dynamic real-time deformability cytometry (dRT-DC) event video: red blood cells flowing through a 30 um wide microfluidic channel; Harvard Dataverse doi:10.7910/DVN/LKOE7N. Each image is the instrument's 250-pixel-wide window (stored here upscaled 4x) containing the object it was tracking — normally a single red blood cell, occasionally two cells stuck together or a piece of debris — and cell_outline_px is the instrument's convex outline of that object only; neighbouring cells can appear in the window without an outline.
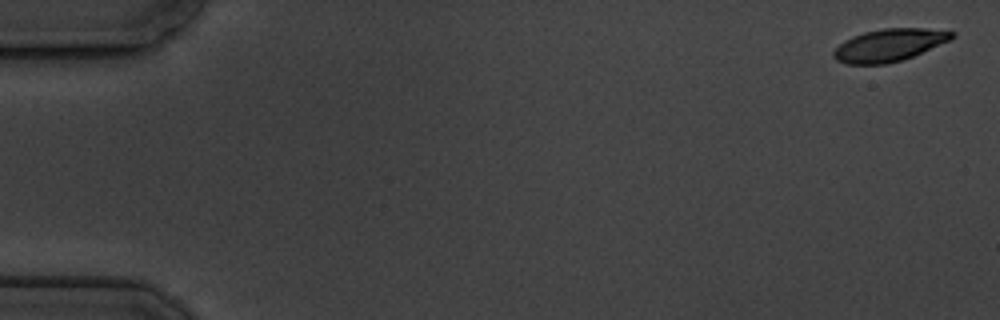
{"species": "common noctule bat (a hibernating species)", "species_latin": "Nyctalus noctula", "temperature_condition": "cold", "stored_images_in_passage": 3, "camera_frame_rate_fps": 3000, "um_per_image_px": 0.085, "animal": {"sex": "male", "body_mass_g": 19.5, "forearm_length_mm": 54.6}, "frame": {"image": 1, "passage_image": 1, "time_ms": 0.0, "image_size_px": [1000, 320], "cell_outline_px": [[956, 36], [952, 40], [912, 56], [900, 60], [884, 64], [848, 64], [836, 60], [832, 56], [832, 52], [844, 40], [852, 36], [864, 32], [884, 28], [924, 28], [956, 32]], "centroid_in_image_um": [75.59, 3.82], "position_along_channel_um": 9.4, "area_um2": 22.37}}